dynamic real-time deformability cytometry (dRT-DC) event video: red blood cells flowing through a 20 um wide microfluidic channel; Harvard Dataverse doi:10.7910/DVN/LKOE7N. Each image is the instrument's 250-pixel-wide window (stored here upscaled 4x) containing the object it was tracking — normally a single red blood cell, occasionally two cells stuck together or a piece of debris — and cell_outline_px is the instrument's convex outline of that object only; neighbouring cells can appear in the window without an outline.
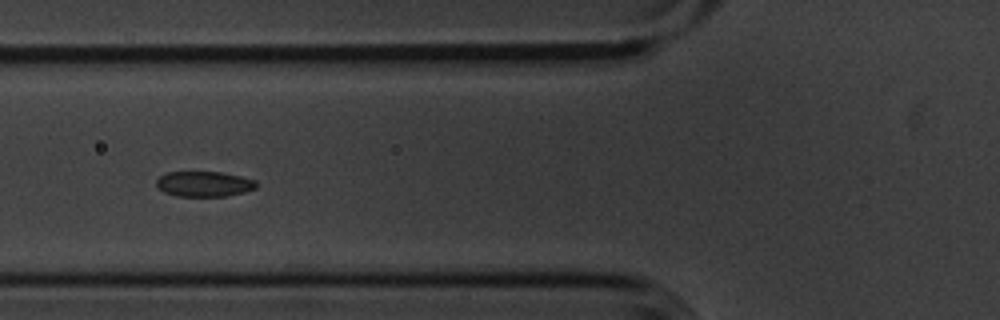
{"species": "common noctule bat (a hibernating species)", "species_latin": "Nyctalus noctula", "temperature_condition": "cold", "stored_images_in_passage": 26, "camera_frame_rate_fps": 3000, "um_per_image_px": 0.085, "animal": {"sex": "male", "body_mass_g": 20.1, "forearm_length_mm": 53.5}, "frame": {"image": 1, "passage_image": 8, "time_ms": 2.333, "image_size_px": [1000, 320], "cell_outline_px": [[256, 188], [244, 192], [224, 196], [176, 196], [164, 192], [156, 188], [156, 180], [160, 176], [168, 172], [224, 172], [256, 180]], "centroid_in_image_um": [17.32, 15.63], "position_along_channel_um": 108.5, "area_um2": 14.8}}